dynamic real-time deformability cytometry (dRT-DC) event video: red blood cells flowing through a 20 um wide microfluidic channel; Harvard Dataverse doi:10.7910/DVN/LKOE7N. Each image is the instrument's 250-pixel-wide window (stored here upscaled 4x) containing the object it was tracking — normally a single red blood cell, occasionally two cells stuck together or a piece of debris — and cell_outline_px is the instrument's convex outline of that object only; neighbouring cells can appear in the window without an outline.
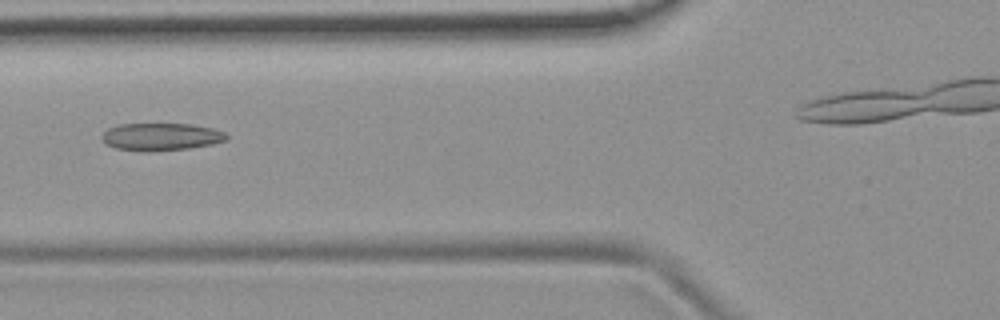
{"species": "common noctule bat (a hibernating species)", "species_latin": "Nyctalus noctula", "temperature_condition": "room temperature", "stored_images_in_passage": 40, "camera_frame_rate_fps": 3000, "um_per_image_px": 0.085, "animal": {"sex": "female", "body_mass_g": 19.9}, "frame": {"image": 1, "passage_image": 20, "time_ms": 6.333, "image_size_px": [1000, 320], "cell_outline_px": [[228, 140], [212, 144], [188, 148], [152, 152], [116, 148], [104, 144], [100, 136], [108, 128], [120, 124], [192, 124], [212, 128], [224, 132], [228, 136]], "centroid_in_image_um": [13.67, 11.63], "position_along_channel_um": 112.1, "area_um2": 20.06}}
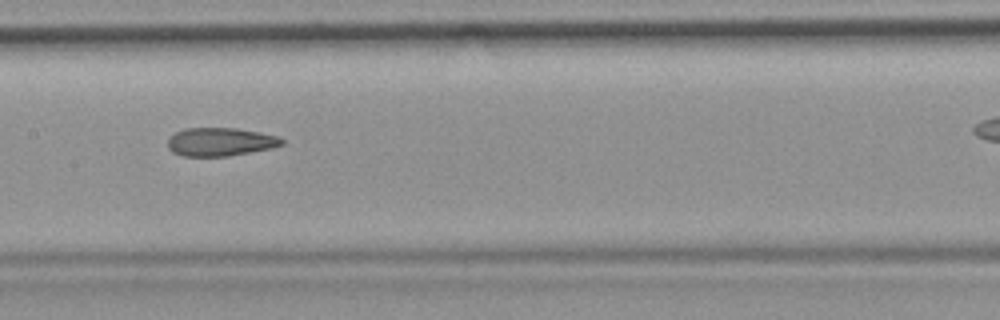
{"frame": {"image": 2, "passage_image": 26, "time_ms": 8.333, "image_size_px": [1000, 320], "cell_outline_px": [[284, 144], [272, 148], [228, 156], [184, 156], [172, 152], [168, 148], [168, 140], [176, 132], [184, 128], [236, 128], [260, 132], [280, 136], [284, 140]], "centroid_in_image_um": [18.76, 12.05], "position_along_channel_um": 188.6, "area_um2": 18.9}}
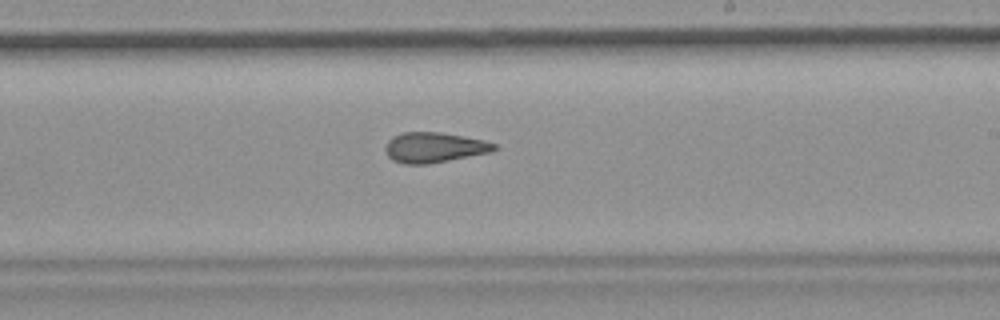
{"frame": {"image": 3, "passage_image": 31, "time_ms": 10.0, "image_size_px": [1000, 320], "cell_outline_px": [[500, 148], [492, 152], [428, 164], [404, 164], [392, 160], [388, 156], [384, 148], [388, 140], [392, 136], [404, 132], [440, 132], [464, 136], [484, 140], [496, 144]], "centroid_in_image_um": [36.92, 12.53], "position_along_channel_um": 252.1, "area_um2": 19.36}, "authors_computed_cell_mechanics": {"area_um2": 20.0566, "velocity_mm_per_s": 3.824, "shape_relaxation_time_tau1_ms": null, "shape_relaxation_time_tau2_ms": 1.9771, "deformation_change_tau1": null, "deformation_change_tau2": 0.0929}}